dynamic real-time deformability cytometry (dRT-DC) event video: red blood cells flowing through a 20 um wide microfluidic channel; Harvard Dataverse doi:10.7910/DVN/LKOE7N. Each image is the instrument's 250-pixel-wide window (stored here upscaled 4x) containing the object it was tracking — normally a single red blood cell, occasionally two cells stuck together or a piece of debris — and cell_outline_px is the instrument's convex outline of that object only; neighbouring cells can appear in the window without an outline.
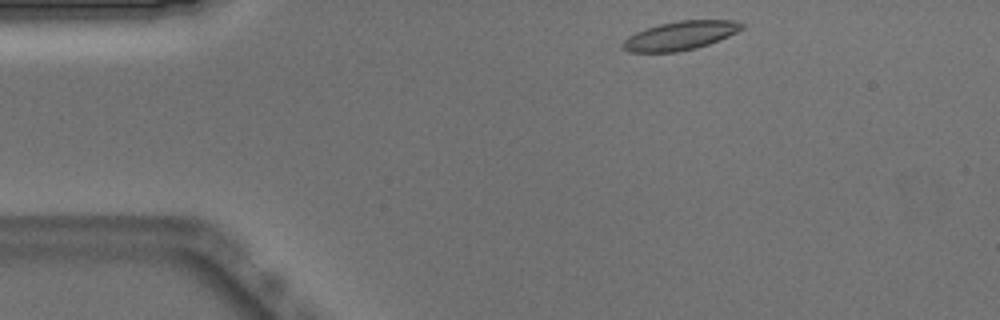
{"species": "Egyptian fruit bat (a non-hibernating species)", "species_latin": "Rousettus aegyptiacus", "temperature_condition": "warm", "stored_images_in_passage": 44, "camera_frame_rate_fps": 3000, "um_per_image_px": 0.085, "animal": {"sex": "male"}, "frame": {"image": 1, "passage_image": 1, "time_ms": 0.0, "image_size_px": [1000, 320], "cell_outline_px": [[744, 28], [728, 36], [708, 44], [696, 48], [676, 52], [628, 52], [620, 48], [620, 44], [628, 36], [644, 28], [660, 24], [680, 20], [736, 20], [744, 24]], "centroid_in_image_um": [57.78, 3.03], "position_along_channel_um": 27.2, "area_um2": 20.06}}
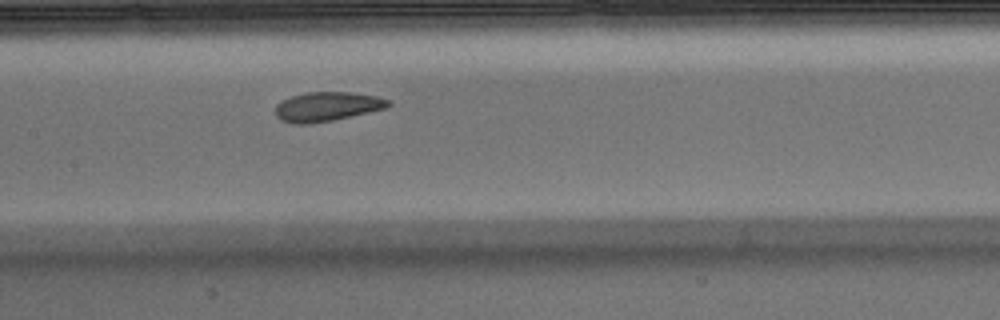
{"frame": {"image": 2, "passage_image": 17, "time_ms": 5.333, "image_size_px": [1000, 320], "cell_outline_px": [[392, 104], [388, 108], [332, 120], [312, 124], [292, 124], [280, 120], [276, 116], [276, 104], [280, 100], [304, 92], [352, 92], [376, 96], [392, 100]], "centroid_in_image_um": [27.8, 9.06], "position_along_channel_um": 179.6, "area_um2": 19.59}}
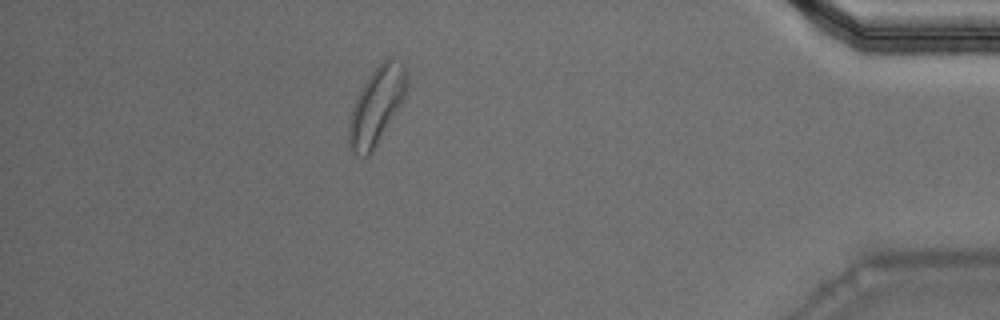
{"frame": {"image": 3, "passage_image": 38, "time_ms": 12.333, "image_size_px": [1000, 320], "cell_outline_px": [[408, 84], [404, 96], [400, 104], [372, 152], [368, 156], [364, 156], [352, 152], [348, 148], [348, 124], [352, 108], [356, 96], [368, 76], [388, 56], [396, 56], [404, 64], [408, 72]], "centroid_in_image_um": [32.01, 8.93], "position_along_channel_um": 403.2, "area_um2": 26.07}, "authors_computed_cell_mechanics": {"area_um2": 20.3745, "velocity_mm_per_s": 3.8727, "shape_relaxation_time_tau1_ms": 9.0095, "shape_relaxation_time_tau2_ms": 1.8909, "deformation_change_tau1": 0.1825, "deformation_change_tau2": 0.0764}}